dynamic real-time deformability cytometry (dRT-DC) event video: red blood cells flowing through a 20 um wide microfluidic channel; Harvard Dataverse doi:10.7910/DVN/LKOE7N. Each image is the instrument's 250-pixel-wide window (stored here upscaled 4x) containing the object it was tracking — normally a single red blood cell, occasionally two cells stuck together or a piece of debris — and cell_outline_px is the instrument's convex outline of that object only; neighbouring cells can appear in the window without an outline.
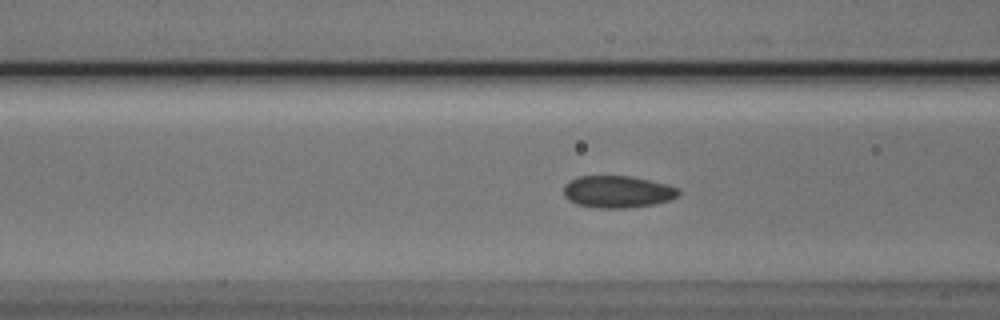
{"species": "Egyptian fruit bat (a non-hibernating species)", "species_latin": "Rousettus aegyptiacus", "temperature_condition": "cold", "stored_images_in_passage": 52, "camera_frame_rate_fps": 3000, "um_per_image_px": 0.085, "animal": {"sex": "male"}, "frame": {"image": 1, "passage_image": 19, "time_ms": 6.0, "image_size_px": [1000, 320], "cell_outline_px": [[680, 196], [656, 204], [628, 208], [600, 208], [576, 204], [568, 200], [564, 196], [564, 184], [580, 176], [632, 176], [668, 184], [680, 188]], "centroid_in_image_um": [52.53, 16.3], "position_along_channel_um": 114.1, "area_um2": 21.68}}
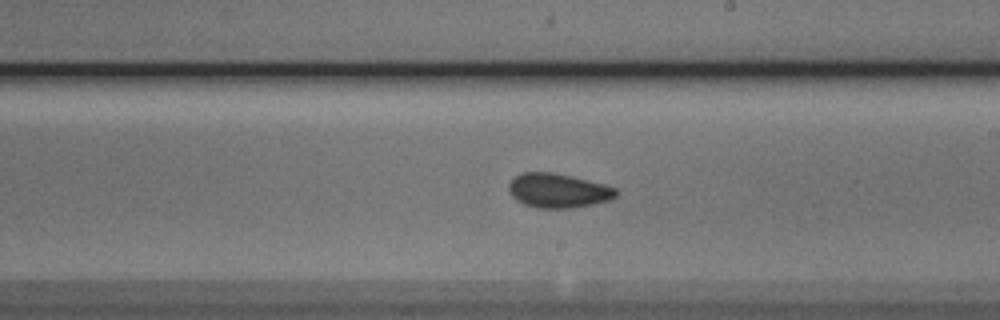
{"frame": {"image": 2, "passage_image": 29, "time_ms": 9.333, "image_size_px": [1000, 320], "cell_outline_px": [[620, 192], [612, 200], [572, 208], [536, 208], [524, 204], [516, 200], [512, 196], [508, 188], [508, 184], [516, 176], [524, 172], [556, 172], [604, 184], [616, 188]], "centroid_in_image_um": [47.47, 16.2], "position_along_channel_um": 241.5, "area_um2": 21.62}}
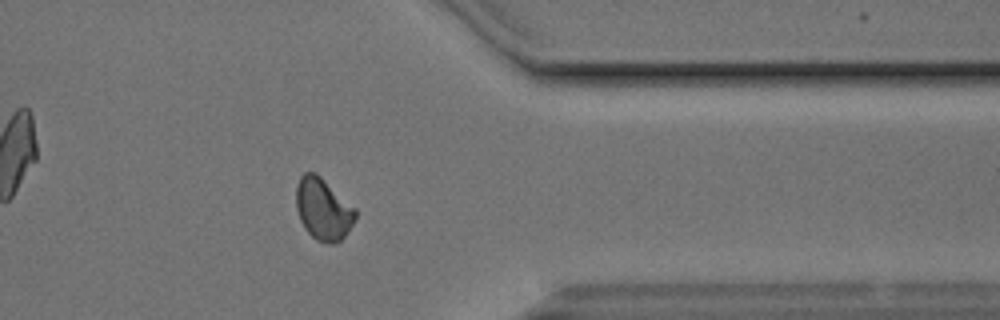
{"frame": {"image": 3, "passage_image": 41, "time_ms": 13.333, "image_size_px": [1000, 320], "cell_outline_px": [[356, 216], [352, 224], [344, 236], [336, 244], [328, 244], [316, 240], [304, 228], [300, 220], [296, 208], [296, 184], [300, 176], [304, 172], [316, 172], [356, 208]], "centroid_in_image_um": [27.45, 17.76], "position_along_channel_um": 383.9, "area_um2": 21.5}, "authors_computed_cell_mechanics": {"area_um2": 21.1837, "velocity_mm_per_s": 3.8262, "shape_relaxation_time_tau1_ms": 3.7283, "shape_relaxation_time_tau2_ms": 2.2438, "deformation_change_tau1": 0.0583, "deformation_change_tau2": 0.0643}}